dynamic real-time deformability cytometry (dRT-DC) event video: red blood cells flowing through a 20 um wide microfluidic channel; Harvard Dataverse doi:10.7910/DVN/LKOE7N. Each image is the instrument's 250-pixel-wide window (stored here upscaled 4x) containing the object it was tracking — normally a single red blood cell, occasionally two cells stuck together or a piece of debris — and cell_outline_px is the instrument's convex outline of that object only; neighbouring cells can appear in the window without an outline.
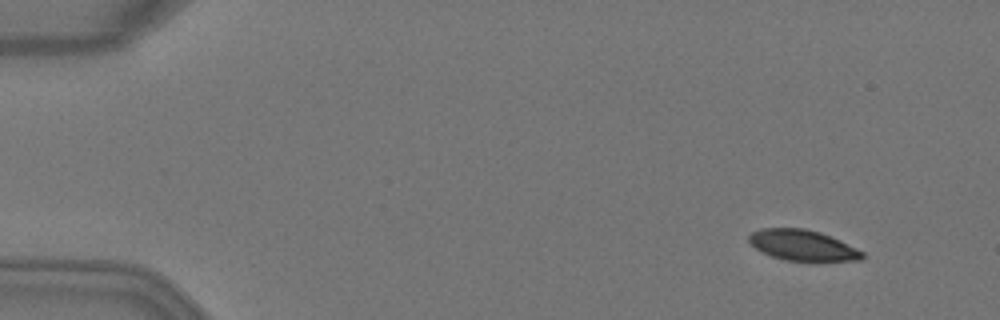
{"species": "Egyptian fruit bat (a non-hibernating species)", "species_latin": "Rousettus aegyptiacus", "temperature_condition": "warm", "stored_images_in_passage": 4, "camera_frame_rate_fps": 3000, "um_per_image_px": 0.085, "animal": {"sex": "female"}, "frame": {"image": 1, "passage_image": 1, "time_ms": 0.0, "image_size_px": [1000, 320], "cell_outline_px": [[864, 260], [812, 264], [784, 260], [772, 256], [756, 248], [748, 240], [748, 236], [752, 232], [760, 228], [804, 228], [820, 232], [840, 240], [864, 252]], "centroid_in_image_um": [68.3, 20.91], "position_along_channel_um": 16.7, "area_um2": 21.15}}
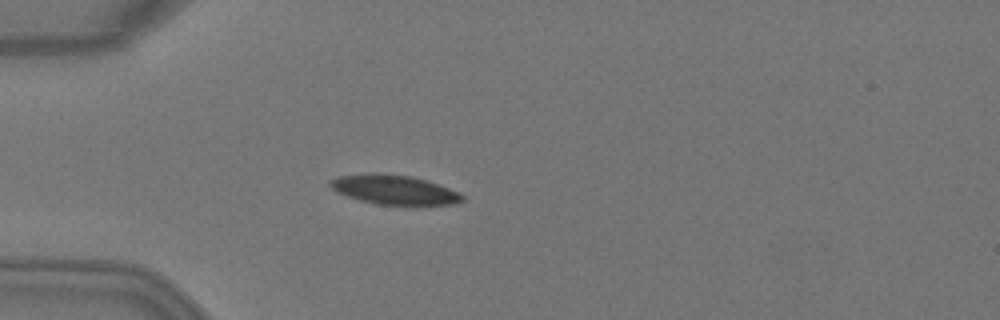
{"frame": {"image": 2, "passage_image": 4, "time_ms": 1.0, "image_size_px": [1000, 320], "cell_outline_px": [[464, 200], [456, 204], [412, 208], [376, 204], [360, 200], [336, 192], [328, 184], [328, 180], [340, 176], [372, 172], [376, 172], [412, 176], [428, 180], [460, 192], [464, 196]], "centroid_in_image_um": [33.59, 16.17], "position_along_channel_um": 51.4, "area_um2": 23.87}}